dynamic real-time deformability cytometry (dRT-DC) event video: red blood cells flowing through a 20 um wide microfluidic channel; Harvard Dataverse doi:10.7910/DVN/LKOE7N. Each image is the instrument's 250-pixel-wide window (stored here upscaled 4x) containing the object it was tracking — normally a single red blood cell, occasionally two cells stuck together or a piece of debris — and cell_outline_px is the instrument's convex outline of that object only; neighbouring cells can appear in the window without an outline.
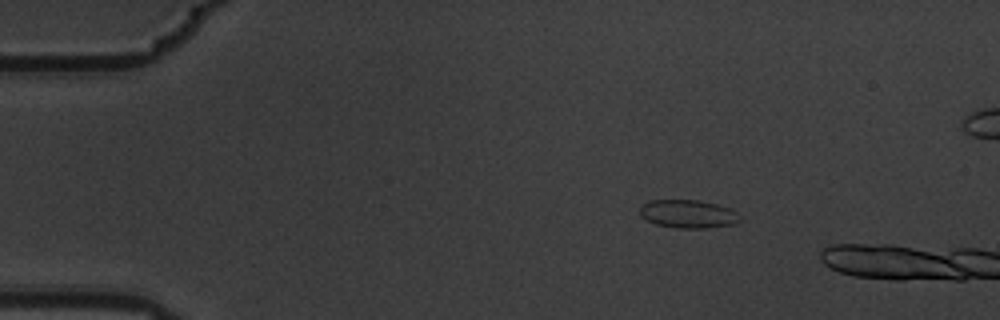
{"species": "common noctule bat (a hibernating species)", "species_latin": "Nyctalus noctula", "temperature_condition": "warm", "stored_images_in_passage": 3, "camera_frame_rate_fps": 3000, "um_per_image_px": 0.085, "animal": {"sex": "male", "body_mass_g": 19.5, "forearm_length_mm": 54.6}, "frame": {"image": 1, "passage_image": 2, "time_ms": 0.333, "image_size_px": [1000, 320], "cell_outline_px": [[744, 220], [732, 224], [708, 228], [676, 228], [656, 224], [640, 216], [640, 204], [648, 200], [700, 200], [732, 208]], "centroid_in_image_um": [58.5, 18.18], "position_along_channel_um": 26.5, "area_um2": 16.7}}